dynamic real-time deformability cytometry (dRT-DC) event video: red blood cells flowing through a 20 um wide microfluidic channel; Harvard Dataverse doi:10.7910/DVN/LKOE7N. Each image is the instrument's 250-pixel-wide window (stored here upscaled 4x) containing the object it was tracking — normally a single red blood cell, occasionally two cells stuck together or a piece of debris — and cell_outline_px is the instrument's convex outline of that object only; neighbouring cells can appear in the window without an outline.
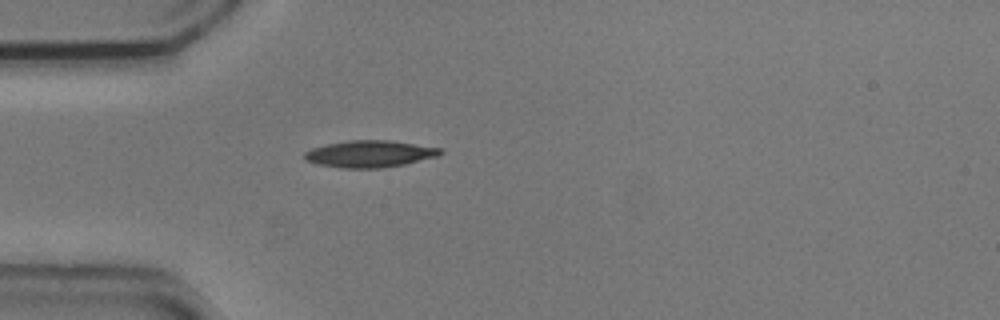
{"species": "common noctule bat (a hibernating species)", "species_latin": "Nyctalus noctula", "temperature_condition": "cold", "stored_images_in_passage": 1, "camera_frame_rate_fps": 3000, "um_per_image_px": 0.085, "animal": {"sex": "male", "body_mass_g": 20.5, "forearm_length_mm": 52.5}, "frame": {"image": 1, "passage_image": 1, "time_ms": 0.0, "image_size_px": [1000, 320], "cell_outline_px": [[444, 152], [440, 156], [404, 164], [384, 168], [340, 168], [320, 164], [308, 160], [304, 156], [304, 152], [312, 148], [328, 144], [348, 140], [388, 140], [444, 148]], "centroid_in_image_um": [31.51, 13.07], "position_along_channel_um": 53.5, "area_um2": 21.27}}